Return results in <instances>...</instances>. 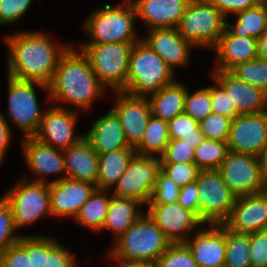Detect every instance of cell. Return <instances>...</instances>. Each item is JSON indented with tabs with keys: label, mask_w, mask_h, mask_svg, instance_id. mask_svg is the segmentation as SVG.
<instances>
[{
	"label": "cell",
	"mask_w": 267,
	"mask_h": 267,
	"mask_svg": "<svg viewBox=\"0 0 267 267\" xmlns=\"http://www.w3.org/2000/svg\"><path fill=\"white\" fill-rule=\"evenodd\" d=\"M160 170L179 187L195 182L200 171L195 163L160 164Z\"/></svg>",
	"instance_id": "cell-44"
},
{
	"label": "cell",
	"mask_w": 267,
	"mask_h": 267,
	"mask_svg": "<svg viewBox=\"0 0 267 267\" xmlns=\"http://www.w3.org/2000/svg\"><path fill=\"white\" fill-rule=\"evenodd\" d=\"M110 253L111 256L114 257L113 259L116 258V260L120 262L118 265H116V267H153L150 264L143 261L126 260L118 256H115L112 252Z\"/></svg>",
	"instance_id": "cell-54"
},
{
	"label": "cell",
	"mask_w": 267,
	"mask_h": 267,
	"mask_svg": "<svg viewBox=\"0 0 267 267\" xmlns=\"http://www.w3.org/2000/svg\"><path fill=\"white\" fill-rule=\"evenodd\" d=\"M104 85L97 78L88 58L73 47L60 56L55 74L50 84L49 99L88 108L102 93Z\"/></svg>",
	"instance_id": "cell-2"
},
{
	"label": "cell",
	"mask_w": 267,
	"mask_h": 267,
	"mask_svg": "<svg viewBox=\"0 0 267 267\" xmlns=\"http://www.w3.org/2000/svg\"><path fill=\"white\" fill-rule=\"evenodd\" d=\"M170 139H183L196 148L205 139L199 122L185 113L175 116L168 122Z\"/></svg>",
	"instance_id": "cell-35"
},
{
	"label": "cell",
	"mask_w": 267,
	"mask_h": 267,
	"mask_svg": "<svg viewBox=\"0 0 267 267\" xmlns=\"http://www.w3.org/2000/svg\"><path fill=\"white\" fill-rule=\"evenodd\" d=\"M11 130L5 117L0 113V164L10 142Z\"/></svg>",
	"instance_id": "cell-52"
},
{
	"label": "cell",
	"mask_w": 267,
	"mask_h": 267,
	"mask_svg": "<svg viewBox=\"0 0 267 267\" xmlns=\"http://www.w3.org/2000/svg\"><path fill=\"white\" fill-rule=\"evenodd\" d=\"M210 98L212 101V111L214 113H218L230 119L240 114L225 90L218 83L210 87Z\"/></svg>",
	"instance_id": "cell-45"
},
{
	"label": "cell",
	"mask_w": 267,
	"mask_h": 267,
	"mask_svg": "<svg viewBox=\"0 0 267 267\" xmlns=\"http://www.w3.org/2000/svg\"><path fill=\"white\" fill-rule=\"evenodd\" d=\"M225 19L209 0H191L177 29L192 46L214 47L226 28Z\"/></svg>",
	"instance_id": "cell-5"
},
{
	"label": "cell",
	"mask_w": 267,
	"mask_h": 267,
	"mask_svg": "<svg viewBox=\"0 0 267 267\" xmlns=\"http://www.w3.org/2000/svg\"><path fill=\"white\" fill-rule=\"evenodd\" d=\"M23 149L30 171L40 177L34 182L50 184L44 178L46 174H66L63 150L46 145L34 137H26Z\"/></svg>",
	"instance_id": "cell-22"
},
{
	"label": "cell",
	"mask_w": 267,
	"mask_h": 267,
	"mask_svg": "<svg viewBox=\"0 0 267 267\" xmlns=\"http://www.w3.org/2000/svg\"><path fill=\"white\" fill-rule=\"evenodd\" d=\"M231 72L239 79L267 93V61L256 58L237 65Z\"/></svg>",
	"instance_id": "cell-37"
},
{
	"label": "cell",
	"mask_w": 267,
	"mask_h": 267,
	"mask_svg": "<svg viewBox=\"0 0 267 267\" xmlns=\"http://www.w3.org/2000/svg\"><path fill=\"white\" fill-rule=\"evenodd\" d=\"M218 171L223 182L237 197L267 190V177L260 157L229 151Z\"/></svg>",
	"instance_id": "cell-9"
},
{
	"label": "cell",
	"mask_w": 267,
	"mask_h": 267,
	"mask_svg": "<svg viewBox=\"0 0 267 267\" xmlns=\"http://www.w3.org/2000/svg\"><path fill=\"white\" fill-rule=\"evenodd\" d=\"M153 267H197V264L185 243H172Z\"/></svg>",
	"instance_id": "cell-38"
},
{
	"label": "cell",
	"mask_w": 267,
	"mask_h": 267,
	"mask_svg": "<svg viewBox=\"0 0 267 267\" xmlns=\"http://www.w3.org/2000/svg\"><path fill=\"white\" fill-rule=\"evenodd\" d=\"M223 224L244 234L267 229V190L237 197L230 217Z\"/></svg>",
	"instance_id": "cell-16"
},
{
	"label": "cell",
	"mask_w": 267,
	"mask_h": 267,
	"mask_svg": "<svg viewBox=\"0 0 267 267\" xmlns=\"http://www.w3.org/2000/svg\"><path fill=\"white\" fill-rule=\"evenodd\" d=\"M97 189L96 185L69 178H58L49 184L51 215L75 218L83 206Z\"/></svg>",
	"instance_id": "cell-18"
},
{
	"label": "cell",
	"mask_w": 267,
	"mask_h": 267,
	"mask_svg": "<svg viewBox=\"0 0 267 267\" xmlns=\"http://www.w3.org/2000/svg\"><path fill=\"white\" fill-rule=\"evenodd\" d=\"M103 191L106 190L96 189L75 217L78 223L95 231L103 229L111 201V198H108Z\"/></svg>",
	"instance_id": "cell-31"
},
{
	"label": "cell",
	"mask_w": 267,
	"mask_h": 267,
	"mask_svg": "<svg viewBox=\"0 0 267 267\" xmlns=\"http://www.w3.org/2000/svg\"><path fill=\"white\" fill-rule=\"evenodd\" d=\"M117 103L112 108L120 119L129 147L135 149L142 141L148 121L152 115L146 96H133L124 91H116Z\"/></svg>",
	"instance_id": "cell-14"
},
{
	"label": "cell",
	"mask_w": 267,
	"mask_h": 267,
	"mask_svg": "<svg viewBox=\"0 0 267 267\" xmlns=\"http://www.w3.org/2000/svg\"><path fill=\"white\" fill-rule=\"evenodd\" d=\"M186 95V87L175 81L150 94L148 100L152 115L169 122L175 116L183 114Z\"/></svg>",
	"instance_id": "cell-27"
},
{
	"label": "cell",
	"mask_w": 267,
	"mask_h": 267,
	"mask_svg": "<svg viewBox=\"0 0 267 267\" xmlns=\"http://www.w3.org/2000/svg\"><path fill=\"white\" fill-rule=\"evenodd\" d=\"M257 58L267 61V30L257 39Z\"/></svg>",
	"instance_id": "cell-53"
},
{
	"label": "cell",
	"mask_w": 267,
	"mask_h": 267,
	"mask_svg": "<svg viewBox=\"0 0 267 267\" xmlns=\"http://www.w3.org/2000/svg\"><path fill=\"white\" fill-rule=\"evenodd\" d=\"M84 137L99 155L119 149H133L128 146L120 119L112 109L97 119Z\"/></svg>",
	"instance_id": "cell-26"
},
{
	"label": "cell",
	"mask_w": 267,
	"mask_h": 267,
	"mask_svg": "<svg viewBox=\"0 0 267 267\" xmlns=\"http://www.w3.org/2000/svg\"><path fill=\"white\" fill-rule=\"evenodd\" d=\"M124 8L105 5L94 11L84 24V29L93 41L89 44L101 43H136L134 18L137 16L131 0H125Z\"/></svg>",
	"instance_id": "cell-6"
},
{
	"label": "cell",
	"mask_w": 267,
	"mask_h": 267,
	"mask_svg": "<svg viewBox=\"0 0 267 267\" xmlns=\"http://www.w3.org/2000/svg\"><path fill=\"white\" fill-rule=\"evenodd\" d=\"M260 159H261V163H262V168H263L264 174L267 177V144L264 147V150H263V152H262V154L260 156Z\"/></svg>",
	"instance_id": "cell-55"
},
{
	"label": "cell",
	"mask_w": 267,
	"mask_h": 267,
	"mask_svg": "<svg viewBox=\"0 0 267 267\" xmlns=\"http://www.w3.org/2000/svg\"><path fill=\"white\" fill-rule=\"evenodd\" d=\"M0 267H33L32 235L22 236L18 243L0 255Z\"/></svg>",
	"instance_id": "cell-36"
},
{
	"label": "cell",
	"mask_w": 267,
	"mask_h": 267,
	"mask_svg": "<svg viewBox=\"0 0 267 267\" xmlns=\"http://www.w3.org/2000/svg\"><path fill=\"white\" fill-rule=\"evenodd\" d=\"M210 230H200L193 240L184 242L197 267H224L226 260V226L210 224Z\"/></svg>",
	"instance_id": "cell-20"
},
{
	"label": "cell",
	"mask_w": 267,
	"mask_h": 267,
	"mask_svg": "<svg viewBox=\"0 0 267 267\" xmlns=\"http://www.w3.org/2000/svg\"><path fill=\"white\" fill-rule=\"evenodd\" d=\"M191 0H135L136 14L151 29L177 28Z\"/></svg>",
	"instance_id": "cell-21"
},
{
	"label": "cell",
	"mask_w": 267,
	"mask_h": 267,
	"mask_svg": "<svg viewBox=\"0 0 267 267\" xmlns=\"http://www.w3.org/2000/svg\"><path fill=\"white\" fill-rule=\"evenodd\" d=\"M134 43L82 44V53L104 86L125 91L129 57Z\"/></svg>",
	"instance_id": "cell-7"
},
{
	"label": "cell",
	"mask_w": 267,
	"mask_h": 267,
	"mask_svg": "<svg viewBox=\"0 0 267 267\" xmlns=\"http://www.w3.org/2000/svg\"><path fill=\"white\" fill-rule=\"evenodd\" d=\"M9 118L23 130L25 137H33L43 118L38 106L34 85L49 91L48 86L35 81L16 80L8 76Z\"/></svg>",
	"instance_id": "cell-11"
},
{
	"label": "cell",
	"mask_w": 267,
	"mask_h": 267,
	"mask_svg": "<svg viewBox=\"0 0 267 267\" xmlns=\"http://www.w3.org/2000/svg\"><path fill=\"white\" fill-rule=\"evenodd\" d=\"M10 56L8 76L22 81L49 85L60 56L68 49L57 46L44 33L19 32L6 37Z\"/></svg>",
	"instance_id": "cell-1"
},
{
	"label": "cell",
	"mask_w": 267,
	"mask_h": 267,
	"mask_svg": "<svg viewBox=\"0 0 267 267\" xmlns=\"http://www.w3.org/2000/svg\"><path fill=\"white\" fill-rule=\"evenodd\" d=\"M199 196V219L205 224H223L237 196L223 182L218 170H200L195 181Z\"/></svg>",
	"instance_id": "cell-8"
},
{
	"label": "cell",
	"mask_w": 267,
	"mask_h": 267,
	"mask_svg": "<svg viewBox=\"0 0 267 267\" xmlns=\"http://www.w3.org/2000/svg\"><path fill=\"white\" fill-rule=\"evenodd\" d=\"M170 141L168 122L151 115L141 143L134 149L136 154L153 156L164 153Z\"/></svg>",
	"instance_id": "cell-30"
},
{
	"label": "cell",
	"mask_w": 267,
	"mask_h": 267,
	"mask_svg": "<svg viewBox=\"0 0 267 267\" xmlns=\"http://www.w3.org/2000/svg\"><path fill=\"white\" fill-rule=\"evenodd\" d=\"M235 15H239L236 25H229V23H226V27L236 36H250L258 39L267 30L263 3L237 12Z\"/></svg>",
	"instance_id": "cell-32"
},
{
	"label": "cell",
	"mask_w": 267,
	"mask_h": 267,
	"mask_svg": "<svg viewBox=\"0 0 267 267\" xmlns=\"http://www.w3.org/2000/svg\"><path fill=\"white\" fill-rule=\"evenodd\" d=\"M16 226L11 207L4 197L0 199V255L10 246L18 243L22 236H15Z\"/></svg>",
	"instance_id": "cell-42"
},
{
	"label": "cell",
	"mask_w": 267,
	"mask_h": 267,
	"mask_svg": "<svg viewBox=\"0 0 267 267\" xmlns=\"http://www.w3.org/2000/svg\"><path fill=\"white\" fill-rule=\"evenodd\" d=\"M45 267H75V262L66 248L48 237V255Z\"/></svg>",
	"instance_id": "cell-47"
},
{
	"label": "cell",
	"mask_w": 267,
	"mask_h": 267,
	"mask_svg": "<svg viewBox=\"0 0 267 267\" xmlns=\"http://www.w3.org/2000/svg\"><path fill=\"white\" fill-rule=\"evenodd\" d=\"M47 255H48V237L32 236L33 267H45Z\"/></svg>",
	"instance_id": "cell-51"
},
{
	"label": "cell",
	"mask_w": 267,
	"mask_h": 267,
	"mask_svg": "<svg viewBox=\"0 0 267 267\" xmlns=\"http://www.w3.org/2000/svg\"><path fill=\"white\" fill-rule=\"evenodd\" d=\"M173 77L174 71L142 39L133 44L124 92L147 96L173 83Z\"/></svg>",
	"instance_id": "cell-3"
},
{
	"label": "cell",
	"mask_w": 267,
	"mask_h": 267,
	"mask_svg": "<svg viewBox=\"0 0 267 267\" xmlns=\"http://www.w3.org/2000/svg\"><path fill=\"white\" fill-rule=\"evenodd\" d=\"M76 116V111L65 107H50L44 112L40 127L33 137L46 145L65 150L84 137L83 135L73 138Z\"/></svg>",
	"instance_id": "cell-15"
},
{
	"label": "cell",
	"mask_w": 267,
	"mask_h": 267,
	"mask_svg": "<svg viewBox=\"0 0 267 267\" xmlns=\"http://www.w3.org/2000/svg\"><path fill=\"white\" fill-rule=\"evenodd\" d=\"M32 0H0V24L16 22L28 10Z\"/></svg>",
	"instance_id": "cell-48"
},
{
	"label": "cell",
	"mask_w": 267,
	"mask_h": 267,
	"mask_svg": "<svg viewBox=\"0 0 267 267\" xmlns=\"http://www.w3.org/2000/svg\"><path fill=\"white\" fill-rule=\"evenodd\" d=\"M225 267H252L250 234L236 233L226 227Z\"/></svg>",
	"instance_id": "cell-33"
},
{
	"label": "cell",
	"mask_w": 267,
	"mask_h": 267,
	"mask_svg": "<svg viewBox=\"0 0 267 267\" xmlns=\"http://www.w3.org/2000/svg\"><path fill=\"white\" fill-rule=\"evenodd\" d=\"M212 111V101L210 98V87L200 89L190 95L187 90L185 98L184 113L200 122L205 119Z\"/></svg>",
	"instance_id": "cell-39"
},
{
	"label": "cell",
	"mask_w": 267,
	"mask_h": 267,
	"mask_svg": "<svg viewBox=\"0 0 267 267\" xmlns=\"http://www.w3.org/2000/svg\"><path fill=\"white\" fill-rule=\"evenodd\" d=\"M252 267H267V229L250 233Z\"/></svg>",
	"instance_id": "cell-46"
},
{
	"label": "cell",
	"mask_w": 267,
	"mask_h": 267,
	"mask_svg": "<svg viewBox=\"0 0 267 267\" xmlns=\"http://www.w3.org/2000/svg\"><path fill=\"white\" fill-rule=\"evenodd\" d=\"M159 171L160 158L135 154L115 184L113 195L132 198L143 204L149 202Z\"/></svg>",
	"instance_id": "cell-12"
},
{
	"label": "cell",
	"mask_w": 267,
	"mask_h": 267,
	"mask_svg": "<svg viewBox=\"0 0 267 267\" xmlns=\"http://www.w3.org/2000/svg\"><path fill=\"white\" fill-rule=\"evenodd\" d=\"M262 3L264 4V9L266 14V24H267V0H262Z\"/></svg>",
	"instance_id": "cell-56"
},
{
	"label": "cell",
	"mask_w": 267,
	"mask_h": 267,
	"mask_svg": "<svg viewBox=\"0 0 267 267\" xmlns=\"http://www.w3.org/2000/svg\"><path fill=\"white\" fill-rule=\"evenodd\" d=\"M171 244L146 214L116 239L111 252L120 258L143 261L153 266Z\"/></svg>",
	"instance_id": "cell-4"
},
{
	"label": "cell",
	"mask_w": 267,
	"mask_h": 267,
	"mask_svg": "<svg viewBox=\"0 0 267 267\" xmlns=\"http://www.w3.org/2000/svg\"><path fill=\"white\" fill-rule=\"evenodd\" d=\"M136 154L134 149H119L99 155L97 189L114 187Z\"/></svg>",
	"instance_id": "cell-29"
},
{
	"label": "cell",
	"mask_w": 267,
	"mask_h": 267,
	"mask_svg": "<svg viewBox=\"0 0 267 267\" xmlns=\"http://www.w3.org/2000/svg\"><path fill=\"white\" fill-rule=\"evenodd\" d=\"M159 158L160 164L195 163V148L183 139H170Z\"/></svg>",
	"instance_id": "cell-41"
},
{
	"label": "cell",
	"mask_w": 267,
	"mask_h": 267,
	"mask_svg": "<svg viewBox=\"0 0 267 267\" xmlns=\"http://www.w3.org/2000/svg\"><path fill=\"white\" fill-rule=\"evenodd\" d=\"M141 202L132 198L111 197L103 228L111 229L119 238L129 227L143 215L140 214Z\"/></svg>",
	"instance_id": "cell-28"
},
{
	"label": "cell",
	"mask_w": 267,
	"mask_h": 267,
	"mask_svg": "<svg viewBox=\"0 0 267 267\" xmlns=\"http://www.w3.org/2000/svg\"><path fill=\"white\" fill-rule=\"evenodd\" d=\"M177 202L199 218V196L196 182L181 187Z\"/></svg>",
	"instance_id": "cell-49"
},
{
	"label": "cell",
	"mask_w": 267,
	"mask_h": 267,
	"mask_svg": "<svg viewBox=\"0 0 267 267\" xmlns=\"http://www.w3.org/2000/svg\"><path fill=\"white\" fill-rule=\"evenodd\" d=\"M63 155L66 167L65 178L97 184L99 154L85 137L63 150Z\"/></svg>",
	"instance_id": "cell-25"
},
{
	"label": "cell",
	"mask_w": 267,
	"mask_h": 267,
	"mask_svg": "<svg viewBox=\"0 0 267 267\" xmlns=\"http://www.w3.org/2000/svg\"><path fill=\"white\" fill-rule=\"evenodd\" d=\"M3 197L11 207L16 228L31 224L45 214L51 216L49 184L22 179Z\"/></svg>",
	"instance_id": "cell-10"
},
{
	"label": "cell",
	"mask_w": 267,
	"mask_h": 267,
	"mask_svg": "<svg viewBox=\"0 0 267 267\" xmlns=\"http://www.w3.org/2000/svg\"><path fill=\"white\" fill-rule=\"evenodd\" d=\"M227 144L230 152L260 157L267 144V110L234 117Z\"/></svg>",
	"instance_id": "cell-13"
},
{
	"label": "cell",
	"mask_w": 267,
	"mask_h": 267,
	"mask_svg": "<svg viewBox=\"0 0 267 267\" xmlns=\"http://www.w3.org/2000/svg\"><path fill=\"white\" fill-rule=\"evenodd\" d=\"M213 48L220 62L215 71H231L237 65L257 58V39L236 36L227 27Z\"/></svg>",
	"instance_id": "cell-24"
},
{
	"label": "cell",
	"mask_w": 267,
	"mask_h": 267,
	"mask_svg": "<svg viewBox=\"0 0 267 267\" xmlns=\"http://www.w3.org/2000/svg\"><path fill=\"white\" fill-rule=\"evenodd\" d=\"M228 152L227 141L204 139L195 148V164L200 170H218Z\"/></svg>",
	"instance_id": "cell-34"
},
{
	"label": "cell",
	"mask_w": 267,
	"mask_h": 267,
	"mask_svg": "<svg viewBox=\"0 0 267 267\" xmlns=\"http://www.w3.org/2000/svg\"><path fill=\"white\" fill-rule=\"evenodd\" d=\"M180 189L181 187L160 170L152 196L147 204H168L177 202Z\"/></svg>",
	"instance_id": "cell-43"
},
{
	"label": "cell",
	"mask_w": 267,
	"mask_h": 267,
	"mask_svg": "<svg viewBox=\"0 0 267 267\" xmlns=\"http://www.w3.org/2000/svg\"><path fill=\"white\" fill-rule=\"evenodd\" d=\"M213 77L225 90L240 114L267 110V93L263 89L246 83L231 71H214Z\"/></svg>",
	"instance_id": "cell-19"
},
{
	"label": "cell",
	"mask_w": 267,
	"mask_h": 267,
	"mask_svg": "<svg viewBox=\"0 0 267 267\" xmlns=\"http://www.w3.org/2000/svg\"><path fill=\"white\" fill-rule=\"evenodd\" d=\"M147 215L161 229L171 243H184V235L196 225L204 224L192 211L184 209L178 202L148 204Z\"/></svg>",
	"instance_id": "cell-17"
},
{
	"label": "cell",
	"mask_w": 267,
	"mask_h": 267,
	"mask_svg": "<svg viewBox=\"0 0 267 267\" xmlns=\"http://www.w3.org/2000/svg\"><path fill=\"white\" fill-rule=\"evenodd\" d=\"M232 119L212 112L199 122L201 132L205 139L227 141Z\"/></svg>",
	"instance_id": "cell-40"
},
{
	"label": "cell",
	"mask_w": 267,
	"mask_h": 267,
	"mask_svg": "<svg viewBox=\"0 0 267 267\" xmlns=\"http://www.w3.org/2000/svg\"><path fill=\"white\" fill-rule=\"evenodd\" d=\"M219 11L227 17L229 14L234 12L244 11L248 8L255 7L262 3V0H209Z\"/></svg>",
	"instance_id": "cell-50"
},
{
	"label": "cell",
	"mask_w": 267,
	"mask_h": 267,
	"mask_svg": "<svg viewBox=\"0 0 267 267\" xmlns=\"http://www.w3.org/2000/svg\"><path fill=\"white\" fill-rule=\"evenodd\" d=\"M174 71L175 66L188 64L190 46L177 28H155L142 39Z\"/></svg>",
	"instance_id": "cell-23"
}]
</instances>
